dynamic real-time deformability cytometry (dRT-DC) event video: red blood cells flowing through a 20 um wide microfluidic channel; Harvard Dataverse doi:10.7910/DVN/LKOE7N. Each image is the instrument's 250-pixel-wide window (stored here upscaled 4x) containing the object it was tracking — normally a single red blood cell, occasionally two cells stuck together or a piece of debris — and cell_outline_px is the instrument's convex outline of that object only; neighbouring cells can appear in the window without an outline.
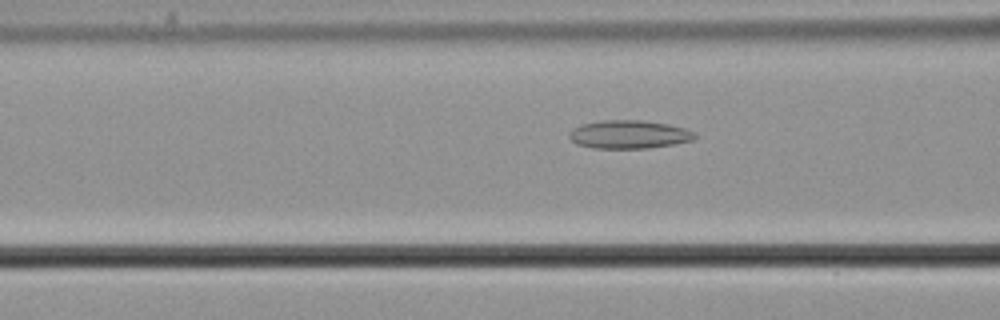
{"species": "common noctule bat (a hibernating species)", "species_latin": "Nyctalus noctula", "temperature_condition": "cold", "stored_images_in_passage": 36, "camera_frame_rate_fps": 3000, "um_per_image_px": 0.085, "animal": {"sex": "male", "body_mass_g": 21.5, "forearm_length_mm": 52.0}, "frame": {"image": 1, "passage_image": 12, "time_ms": 3.667, "image_size_px": [1000, 320], "cell_outline_px": [[696, 136], [692, 140], [672, 144], [648, 148], [592, 148], [576, 144], [568, 136], [568, 132], [572, 128], [580, 124], [604, 120], [644, 120], [668, 124], [684, 128], [696, 132]], "centroid_in_image_um": [53.42, 11.42], "position_along_channel_um": 113.2, "area_um2": 20.81}}
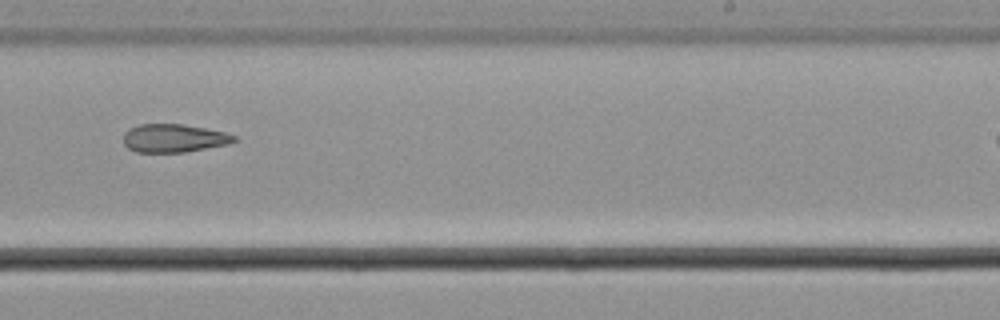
{"frame": {"image": 2, "passage_image": 25, "time_ms": 8.0, "image_size_px": [1000, 320], "cell_outline_px": [[236, 140], [228, 144], [184, 152], [136, 152], [128, 148], [124, 144], [124, 132], [128, 128], [140, 124], [184, 124], [224, 132], [236, 136]], "centroid_in_image_um": [14.74, 11.74], "position_along_channel_um": 274.3, "area_um2": 18.15}}
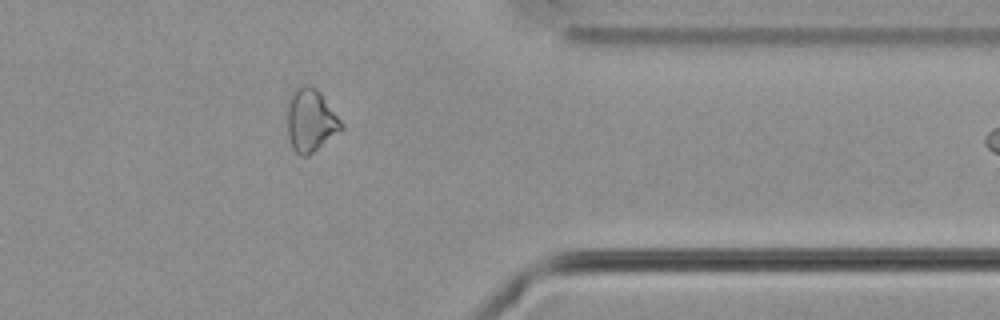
{"frame": {"image": 3, "passage_image": 35, "time_ms": 11.333, "image_size_px": [1000, 320], "cell_outline_px": [[344, 128], [308, 156], [300, 156], [292, 148], [288, 136], [288, 100], [292, 92], [300, 84], [308, 84], [316, 88], [320, 92], [344, 124]], "centroid_in_image_um": [26.4, 10.22], "position_along_channel_um": 385.0, "area_um2": 19.83}}